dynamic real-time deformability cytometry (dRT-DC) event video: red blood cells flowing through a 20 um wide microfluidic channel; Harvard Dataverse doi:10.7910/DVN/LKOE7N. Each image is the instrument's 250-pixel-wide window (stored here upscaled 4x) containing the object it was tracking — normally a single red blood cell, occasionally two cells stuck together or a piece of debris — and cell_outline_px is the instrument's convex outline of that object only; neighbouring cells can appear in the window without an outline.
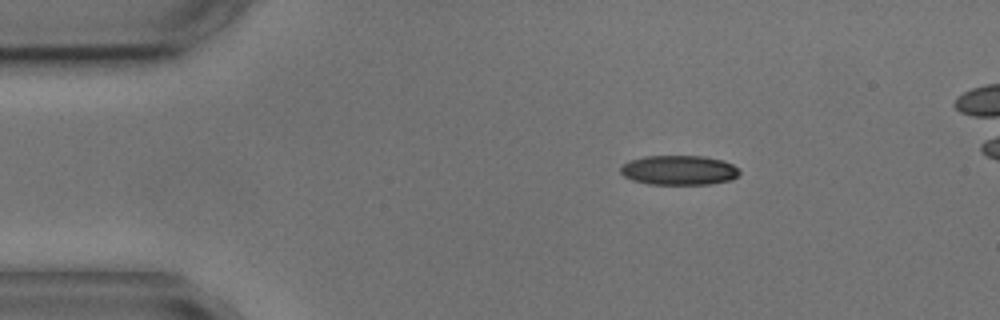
{"species": "common noctule bat (a hibernating species)", "species_latin": "Nyctalus noctula", "temperature_condition": "cold", "stored_images_in_passage": 3, "camera_frame_rate_fps": 3000, "um_per_image_px": 0.085, "animal": {"sex": "male", "body_mass_g": 17.9, "forearm_length_mm": 54.2}, "frame": {"image": 1, "passage_image": 1, "time_ms": 0.0, "image_size_px": [1000, 320], "cell_outline_px": [[740, 172], [732, 180], [708, 184], [648, 184], [632, 180], [624, 176], [620, 172], [620, 168], [624, 164], [632, 160], [644, 156], [704, 156], [720, 160], [732, 164]], "centroid_in_image_um": [57.69, 14.47], "position_along_channel_um": 27.3, "area_um2": 20.35}}